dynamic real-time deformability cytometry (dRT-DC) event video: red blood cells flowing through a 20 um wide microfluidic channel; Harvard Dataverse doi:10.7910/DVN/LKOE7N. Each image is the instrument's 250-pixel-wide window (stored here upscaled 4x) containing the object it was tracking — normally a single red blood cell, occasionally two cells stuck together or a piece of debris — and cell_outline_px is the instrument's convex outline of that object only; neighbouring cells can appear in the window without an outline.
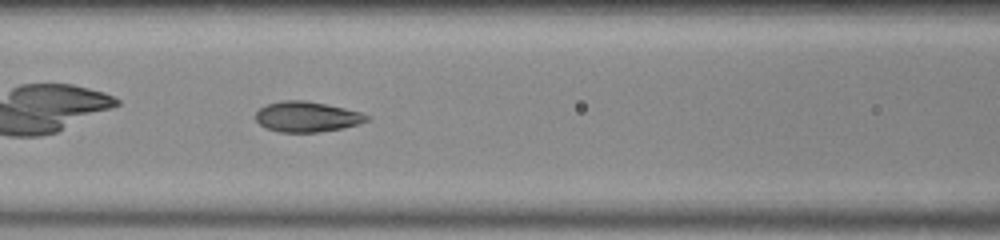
{"species": "common noctule bat (a hibernating species)", "species_latin": "Nyctalus noctula", "temperature_condition": "room temperature", "stored_images_in_passage": 36, "camera_frame_rate_fps": 3000, "um_per_image_px": 0.085, "animal": {"sex": "male", "body_mass_g": 20.0, "forearm_length_mm": 53.3}, "frame": {"image": 1, "passage_image": 11, "time_ms": 3.333, "image_size_px": [1000, 240], "cell_outline_px": [[372, 116], [368, 120], [344, 128], [316, 132], [280, 132], [268, 128], [260, 124], [256, 120], [256, 112], [260, 108], [268, 104], [284, 100], [304, 100], [344, 108], [360, 112]], "centroid_in_image_um": [26.1, 9.92], "position_along_channel_um": 140.5, "area_um2": 19.42}}
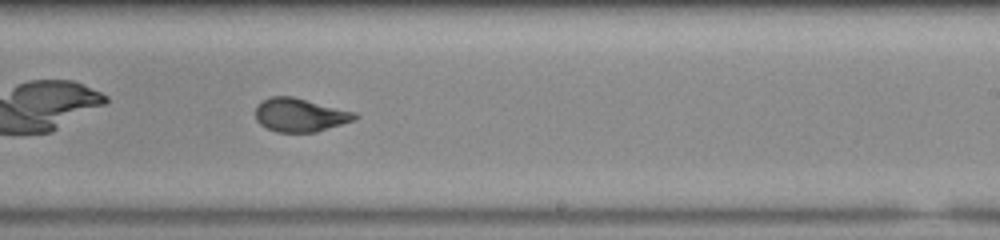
{"frame": {"image": 2, "passage_image": 21, "time_ms": 6.667, "image_size_px": [1000, 240], "cell_outline_px": [[360, 116], [352, 120], [316, 132], [276, 132], [260, 124], [256, 120], [256, 104], [272, 96], [292, 96], [356, 112]], "centroid_in_image_um": [25.48, 9.77], "position_along_channel_um": 263.5, "area_um2": 19.25}}